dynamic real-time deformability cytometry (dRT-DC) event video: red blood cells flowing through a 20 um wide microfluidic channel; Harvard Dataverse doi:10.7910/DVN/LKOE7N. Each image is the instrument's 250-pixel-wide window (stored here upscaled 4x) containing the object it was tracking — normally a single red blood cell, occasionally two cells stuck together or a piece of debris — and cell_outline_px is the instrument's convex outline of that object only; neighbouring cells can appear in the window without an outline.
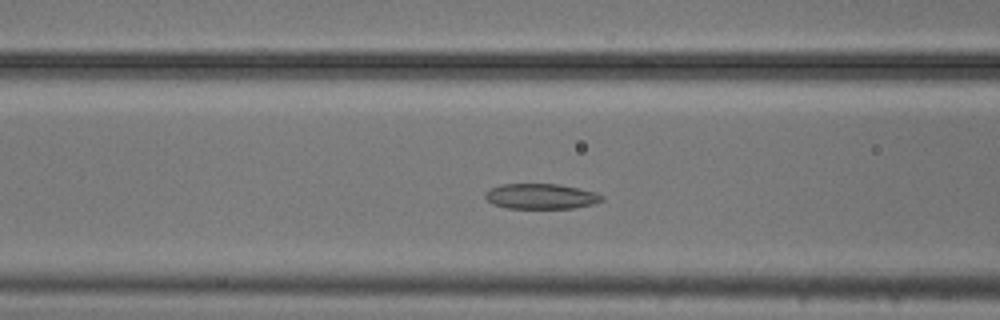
{"species": "common noctule bat (a hibernating species)", "species_latin": "Nyctalus noctula", "temperature_condition": "cold", "stored_images_in_passage": 44, "camera_frame_rate_fps": 3000, "um_per_image_px": 0.085, "animal": {"sex": "male", "body_mass_g": 20.5, "forearm_length_mm": 52.5}, "frame": {"image": 1, "passage_image": 16, "time_ms": 5.0, "image_size_px": [1000, 320], "cell_outline_px": [[604, 200], [592, 204], [572, 208], [508, 208], [492, 204], [484, 196], [484, 192], [492, 188], [504, 184], [560, 184], [596, 192], [604, 196]], "centroid_in_image_um": [45.99, 16.68], "position_along_channel_um": 120.6, "area_um2": 17.17}}
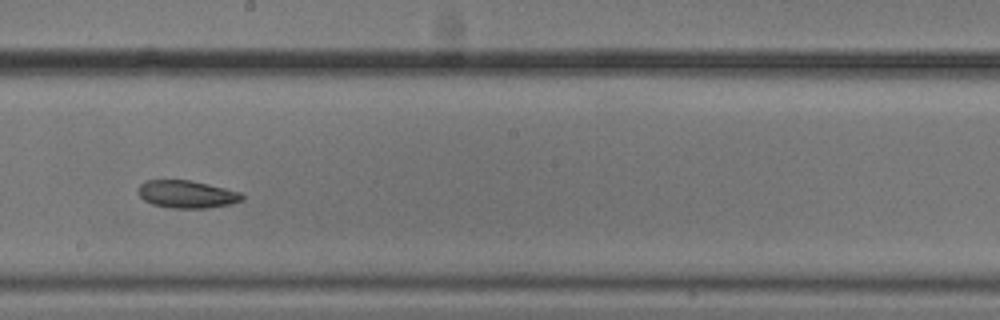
{"frame": {"image": 2, "passage_image": 25, "time_ms": 8.0, "image_size_px": [1000, 320], "cell_outline_px": [[244, 200], [232, 204], [208, 208], [172, 208], [152, 204], [144, 200], [136, 192], [140, 184], [144, 180], [188, 180], [208, 184], [240, 192], [244, 196]], "centroid_in_image_um": [15.87, 16.51], "position_along_channel_um": 232.3, "area_um2": 16.82}}
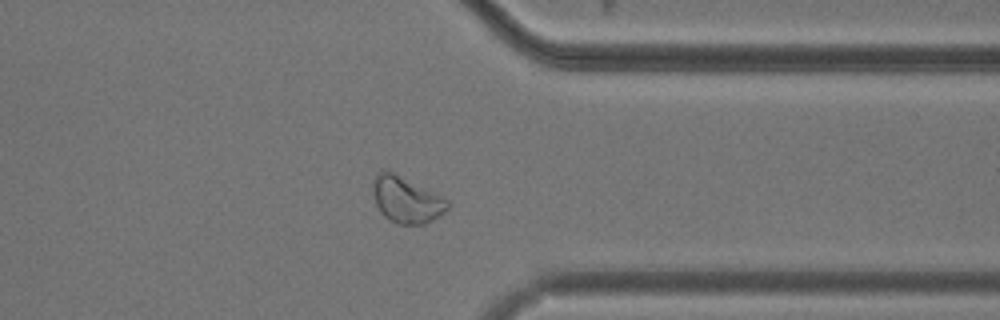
{"frame": {"image": 3, "passage_image": 37, "time_ms": 12.0, "image_size_px": [1000, 320], "cell_outline_px": [[452, 204], [440, 216], [424, 224], [396, 224], [388, 220], [380, 212], [376, 204], [372, 192], [372, 184], [376, 176], [380, 172], [392, 172], [448, 200]], "centroid_in_image_um": [34.53, 17.03], "position_along_channel_um": 376.9, "area_um2": 19.77}, "authors_computed_cell_mechanics": {"area_um2": 18.1492, "velocity_mm_per_s": 3.7137, "shape_relaxation_time_tau1_ms": 4.8395, "shape_relaxation_time_tau2_ms": 9.3314, "deformation_change_tau1": 0.0949, "deformation_change_tau2": 0.145}}